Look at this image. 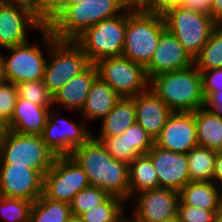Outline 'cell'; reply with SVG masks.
Here are the masks:
<instances>
[{"label":"cell","mask_w":222,"mask_h":222,"mask_svg":"<svg viewBox=\"0 0 222 222\" xmlns=\"http://www.w3.org/2000/svg\"><path fill=\"white\" fill-rule=\"evenodd\" d=\"M98 76L97 68L90 64L82 73L70 79L53 95L54 108L58 105L63 108L80 112L84 106L92 83ZM56 105V106H55Z\"/></svg>","instance_id":"cell-20"},{"label":"cell","mask_w":222,"mask_h":222,"mask_svg":"<svg viewBox=\"0 0 222 222\" xmlns=\"http://www.w3.org/2000/svg\"><path fill=\"white\" fill-rule=\"evenodd\" d=\"M193 64L194 59L179 40L166 29L160 36L150 63L146 66V72L151 79L158 74L182 70Z\"/></svg>","instance_id":"cell-18"},{"label":"cell","mask_w":222,"mask_h":222,"mask_svg":"<svg viewBox=\"0 0 222 222\" xmlns=\"http://www.w3.org/2000/svg\"><path fill=\"white\" fill-rule=\"evenodd\" d=\"M121 96L104 80L97 76L80 110L85 121H101L115 106Z\"/></svg>","instance_id":"cell-22"},{"label":"cell","mask_w":222,"mask_h":222,"mask_svg":"<svg viewBox=\"0 0 222 222\" xmlns=\"http://www.w3.org/2000/svg\"><path fill=\"white\" fill-rule=\"evenodd\" d=\"M183 0H136L134 5L140 10L165 15L171 9L182 5Z\"/></svg>","instance_id":"cell-38"},{"label":"cell","mask_w":222,"mask_h":222,"mask_svg":"<svg viewBox=\"0 0 222 222\" xmlns=\"http://www.w3.org/2000/svg\"><path fill=\"white\" fill-rule=\"evenodd\" d=\"M161 222H180V219H179V217H178V215H177V216H174V217L165 219V220H163V221H161Z\"/></svg>","instance_id":"cell-47"},{"label":"cell","mask_w":222,"mask_h":222,"mask_svg":"<svg viewBox=\"0 0 222 222\" xmlns=\"http://www.w3.org/2000/svg\"><path fill=\"white\" fill-rule=\"evenodd\" d=\"M147 155L153 162L160 187L180 191L190 182L187 154L153 145Z\"/></svg>","instance_id":"cell-17"},{"label":"cell","mask_w":222,"mask_h":222,"mask_svg":"<svg viewBox=\"0 0 222 222\" xmlns=\"http://www.w3.org/2000/svg\"><path fill=\"white\" fill-rule=\"evenodd\" d=\"M213 0H183L182 7L210 15Z\"/></svg>","instance_id":"cell-42"},{"label":"cell","mask_w":222,"mask_h":222,"mask_svg":"<svg viewBox=\"0 0 222 222\" xmlns=\"http://www.w3.org/2000/svg\"><path fill=\"white\" fill-rule=\"evenodd\" d=\"M33 201L0 196V213L8 222H30Z\"/></svg>","instance_id":"cell-32"},{"label":"cell","mask_w":222,"mask_h":222,"mask_svg":"<svg viewBox=\"0 0 222 222\" xmlns=\"http://www.w3.org/2000/svg\"><path fill=\"white\" fill-rule=\"evenodd\" d=\"M179 193L184 204L206 210H222V188L214 182L190 181Z\"/></svg>","instance_id":"cell-23"},{"label":"cell","mask_w":222,"mask_h":222,"mask_svg":"<svg viewBox=\"0 0 222 222\" xmlns=\"http://www.w3.org/2000/svg\"><path fill=\"white\" fill-rule=\"evenodd\" d=\"M194 64L199 70L222 68V24L212 30L208 42L194 59Z\"/></svg>","instance_id":"cell-30"},{"label":"cell","mask_w":222,"mask_h":222,"mask_svg":"<svg viewBox=\"0 0 222 222\" xmlns=\"http://www.w3.org/2000/svg\"><path fill=\"white\" fill-rule=\"evenodd\" d=\"M214 222H222V210L216 214Z\"/></svg>","instance_id":"cell-48"},{"label":"cell","mask_w":222,"mask_h":222,"mask_svg":"<svg viewBox=\"0 0 222 222\" xmlns=\"http://www.w3.org/2000/svg\"><path fill=\"white\" fill-rule=\"evenodd\" d=\"M56 154L41 135L20 134L9 130L0 147V164H14L38 170L43 176L52 167Z\"/></svg>","instance_id":"cell-8"},{"label":"cell","mask_w":222,"mask_h":222,"mask_svg":"<svg viewBox=\"0 0 222 222\" xmlns=\"http://www.w3.org/2000/svg\"><path fill=\"white\" fill-rule=\"evenodd\" d=\"M94 65L98 76L121 97H134L150 89L146 67L123 55L100 59Z\"/></svg>","instance_id":"cell-10"},{"label":"cell","mask_w":222,"mask_h":222,"mask_svg":"<svg viewBox=\"0 0 222 222\" xmlns=\"http://www.w3.org/2000/svg\"><path fill=\"white\" fill-rule=\"evenodd\" d=\"M202 75L205 100L213 93L222 89V68L199 70Z\"/></svg>","instance_id":"cell-39"},{"label":"cell","mask_w":222,"mask_h":222,"mask_svg":"<svg viewBox=\"0 0 222 222\" xmlns=\"http://www.w3.org/2000/svg\"><path fill=\"white\" fill-rule=\"evenodd\" d=\"M210 16L217 24H222V0L212 1Z\"/></svg>","instance_id":"cell-45"},{"label":"cell","mask_w":222,"mask_h":222,"mask_svg":"<svg viewBox=\"0 0 222 222\" xmlns=\"http://www.w3.org/2000/svg\"><path fill=\"white\" fill-rule=\"evenodd\" d=\"M216 151L196 146L187 153L190 181L213 182Z\"/></svg>","instance_id":"cell-27"},{"label":"cell","mask_w":222,"mask_h":222,"mask_svg":"<svg viewBox=\"0 0 222 222\" xmlns=\"http://www.w3.org/2000/svg\"><path fill=\"white\" fill-rule=\"evenodd\" d=\"M39 33L42 36L43 44L40 42L41 45L38 43L32 45L28 41L5 49L10 54H2V80L17 84L44 79L48 58L43 53L47 52V55L57 39L47 27H44Z\"/></svg>","instance_id":"cell-5"},{"label":"cell","mask_w":222,"mask_h":222,"mask_svg":"<svg viewBox=\"0 0 222 222\" xmlns=\"http://www.w3.org/2000/svg\"><path fill=\"white\" fill-rule=\"evenodd\" d=\"M0 2L27 7L34 11L43 21L46 10V0H0Z\"/></svg>","instance_id":"cell-41"},{"label":"cell","mask_w":222,"mask_h":222,"mask_svg":"<svg viewBox=\"0 0 222 222\" xmlns=\"http://www.w3.org/2000/svg\"><path fill=\"white\" fill-rule=\"evenodd\" d=\"M2 50H0V81L2 80Z\"/></svg>","instance_id":"cell-50"},{"label":"cell","mask_w":222,"mask_h":222,"mask_svg":"<svg viewBox=\"0 0 222 222\" xmlns=\"http://www.w3.org/2000/svg\"><path fill=\"white\" fill-rule=\"evenodd\" d=\"M43 177L36 169L0 164V196L34 202L43 194Z\"/></svg>","instance_id":"cell-15"},{"label":"cell","mask_w":222,"mask_h":222,"mask_svg":"<svg viewBox=\"0 0 222 222\" xmlns=\"http://www.w3.org/2000/svg\"><path fill=\"white\" fill-rule=\"evenodd\" d=\"M68 222H85L80 217L72 216Z\"/></svg>","instance_id":"cell-49"},{"label":"cell","mask_w":222,"mask_h":222,"mask_svg":"<svg viewBox=\"0 0 222 222\" xmlns=\"http://www.w3.org/2000/svg\"><path fill=\"white\" fill-rule=\"evenodd\" d=\"M127 9L119 16L104 19L85 30L74 42L91 64L107 57L121 56L125 45Z\"/></svg>","instance_id":"cell-6"},{"label":"cell","mask_w":222,"mask_h":222,"mask_svg":"<svg viewBox=\"0 0 222 222\" xmlns=\"http://www.w3.org/2000/svg\"><path fill=\"white\" fill-rule=\"evenodd\" d=\"M213 182L222 188V150L216 151Z\"/></svg>","instance_id":"cell-44"},{"label":"cell","mask_w":222,"mask_h":222,"mask_svg":"<svg viewBox=\"0 0 222 222\" xmlns=\"http://www.w3.org/2000/svg\"><path fill=\"white\" fill-rule=\"evenodd\" d=\"M125 203L123 199L110 196L104 203L82 213L79 217L85 222H124ZM124 214V215H123Z\"/></svg>","instance_id":"cell-29"},{"label":"cell","mask_w":222,"mask_h":222,"mask_svg":"<svg viewBox=\"0 0 222 222\" xmlns=\"http://www.w3.org/2000/svg\"><path fill=\"white\" fill-rule=\"evenodd\" d=\"M16 84L13 82L0 81V119L5 123L11 121L17 100Z\"/></svg>","instance_id":"cell-36"},{"label":"cell","mask_w":222,"mask_h":222,"mask_svg":"<svg viewBox=\"0 0 222 222\" xmlns=\"http://www.w3.org/2000/svg\"><path fill=\"white\" fill-rule=\"evenodd\" d=\"M133 100L136 122L155 141L173 111L151 89L134 96Z\"/></svg>","instance_id":"cell-19"},{"label":"cell","mask_w":222,"mask_h":222,"mask_svg":"<svg viewBox=\"0 0 222 222\" xmlns=\"http://www.w3.org/2000/svg\"><path fill=\"white\" fill-rule=\"evenodd\" d=\"M71 217L70 204L41 195L32 205L30 222H68Z\"/></svg>","instance_id":"cell-28"},{"label":"cell","mask_w":222,"mask_h":222,"mask_svg":"<svg viewBox=\"0 0 222 222\" xmlns=\"http://www.w3.org/2000/svg\"><path fill=\"white\" fill-rule=\"evenodd\" d=\"M56 115L55 108H51L41 137L45 145L57 156L70 155L75 148L93 137L94 133L84 119L77 124L78 122Z\"/></svg>","instance_id":"cell-12"},{"label":"cell","mask_w":222,"mask_h":222,"mask_svg":"<svg viewBox=\"0 0 222 222\" xmlns=\"http://www.w3.org/2000/svg\"><path fill=\"white\" fill-rule=\"evenodd\" d=\"M221 210H206L184 204L181 200L178 206L180 222H214L215 216Z\"/></svg>","instance_id":"cell-37"},{"label":"cell","mask_w":222,"mask_h":222,"mask_svg":"<svg viewBox=\"0 0 222 222\" xmlns=\"http://www.w3.org/2000/svg\"><path fill=\"white\" fill-rule=\"evenodd\" d=\"M165 30L163 16L140 10L132 3L127 8V27L122 55L146 67Z\"/></svg>","instance_id":"cell-4"},{"label":"cell","mask_w":222,"mask_h":222,"mask_svg":"<svg viewBox=\"0 0 222 222\" xmlns=\"http://www.w3.org/2000/svg\"><path fill=\"white\" fill-rule=\"evenodd\" d=\"M70 156L85 171L91 185L129 202L128 164L113 158L98 140L92 137Z\"/></svg>","instance_id":"cell-1"},{"label":"cell","mask_w":222,"mask_h":222,"mask_svg":"<svg viewBox=\"0 0 222 222\" xmlns=\"http://www.w3.org/2000/svg\"><path fill=\"white\" fill-rule=\"evenodd\" d=\"M193 113L198 145L215 151L222 150V118L205 106Z\"/></svg>","instance_id":"cell-25"},{"label":"cell","mask_w":222,"mask_h":222,"mask_svg":"<svg viewBox=\"0 0 222 222\" xmlns=\"http://www.w3.org/2000/svg\"><path fill=\"white\" fill-rule=\"evenodd\" d=\"M82 0H46V10L43 24L47 27L66 7L79 3Z\"/></svg>","instance_id":"cell-40"},{"label":"cell","mask_w":222,"mask_h":222,"mask_svg":"<svg viewBox=\"0 0 222 222\" xmlns=\"http://www.w3.org/2000/svg\"><path fill=\"white\" fill-rule=\"evenodd\" d=\"M42 19L27 7L0 2V48L24 44L29 40V31H41Z\"/></svg>","instance_id":"cell-13"},{"label":"cell","mask_w":222,"mask_h":222,"mask_svg":"<svg viewBox=\"0 0 222 222\" xmlns=\"http://www.w3.org/2000/svg\"><path fill=\"white\" fill-rule=\"evenodd\" d=\"M109 197L107 192L93 185L82 189L70 202L72 216L79 217L82 213L104 203Z\"/></svg>","instance_id":"cell-31"},{"label":"cell","mask_w":222,"mask_h":222,"mask_svg":"<svg viewBox=\"0 0 222 222\" xmlns=\"http://www.w3.org/2000/svg\"><path fill=\"white\" fill-rule=\"evenodd\" d=\"M163 18L166 29L179 40L193 59L200 54L212 30L218 25L210 15L182 6L171 9Z\"/></svg>","instance_id":"cell-7"},{"label":"cell","mask_w":222,"mask_h":222,"mask_svg":"<svg viewBox=\"0 0 222 222\" xmlns=\"http://www.w3.org/2000/svg\"><path fill=\"white\" fill-rule=\"evenodd\" d=\"M8 131H9L8 124L5 123L4 121H0V147L4 143Z\"/></svg>","instance_id":"cell-46"},{"label":"cell","mask_w":222,"mask_h":222,"mask_svg":"<svg viewBox=\"0 0 222 222\" xmlns=\"http://www.w3.org/2000/svg\"><path fill=\"white\" fill-rule=\"evenodd\" d=\"M131 200L135 202L133 217H127L131 222H161L178 215L180 193L159 187L139 192Z\"/></svg>","instance_id":"cell-14"},{"label":"cell","mask_w":222,"mask_h":222,"mask_svg":"<svg viewBox=\"0 0 222 222\" xmlns=\"http://www.w3.org/2000/svg\"><path fill=\"white\" fill-rule=\"evenodd\" d=\"M154 145L182 154H187L198 146L194 113L173 112L155 139Z\"/></svg>","instance_id":"cell-16"},{"label":"cell","mask_w":222,"mask_h":222,"mask_svg":"<svg viewBox=\"0 0 222 222\" xmlns=\"http://www.w3.org/2000/svg\"><path fill=\"white\" fill-rule=\"evenodd\" d=\"M47 57L43 80L52 95L91 64L74 41L57 40L50 47Z\"/></svg>","instance_id":"cell-9"},{"label":"cell","mask_w":222,"mask_h":222,"mask_svg":"<svg viewBox=\"0 0 222 222\" xmlns=\"http://www.w3.org/2000/svg\"><path fill=\"white\" fill-rule=\"evenodd\" d=\"M128 173L129 202L139 192L160 187L153 162L147 154L137 156L128 165Z\"/></svg>","instance_id":"cell-26"},{"label":"cell","mask_w":222,"mask_h":222,"mask_svg":"<svg viewBox=\"0 0 222 222\" xmlns=\"http://www.w3.org/2000/svg\"><path fill=\"white\" fill-rule=\"evenodd\" d=\"M24 98L17 97L9 130L20 134L41 135L46 125L49 110Z\"/></svg>","instance_id":"cell-21"},{"label":"cell","mask_w":222,"mask_h":222,"mask_svg":"<svg viewBox=\"0 0 222 222\" xmlns=\"http://www.w3.org/2000/svg\"><path fill=\"white\" fill-rule=\"evenodd\" d=\"M129 141V147L137 155H145L153 147L154 141L137 122L133 123L123 133Z\"/></svg>","instance_id":"cell-35"},{"label":"cell","mask_w":222,"mask_h":222,"mask_svg":"<svg viewBox=\"0 0 222 222\" xmlns=\"http://www.w3.org/2000/svg\"><path fill=\"white\" fill-rule=\"evenodd\" d=\"M87 174L70 156H56L52 167L43 177V196L70 204L73 197L90 186Z\"/></svg>","instance_id":"cell-11"},{"label":"cell","mask_w":222,"mask_h":222,"mask_svg":"<svg viewBox=\"0 0 222 222\" xmlns=\"http://www.w3.org/2000/svg\"><path fill=\"white\" fill-rule=\"evenodd\" d=\"M99 135L117 136L123 134L136 122L133 97H121L114 108L100 121Z\"/></svg>","instance_id":"cell-24"},{"label":"cell","mask_w":222,"mask_h":222,"mask_svg":"<svg viewBox=\"0 0 222 222\" xmlns=\"http://www.w3.org/2000/svg\"><path fill=\"white\" fill-rule=\"evenodd\" d=\"M150 89L173 112H194L205 105L202 75L195 64L154 76Z\"/></svg>","instance_id":"cell-3"},{"label":"cell","mask_w":222,"mask_h":222,"mask_svg":"<svg viewBox=\"0 0 222 222\" xmlns=\"http://www.w3.org/2000/svg\"><path fill=\"white\" fill-rule=\"evenodd\" d=\"M17 95L41 107H53V95L44 80L26 81L16 84Z\"/></svg>","instance_id":"cell-33"},{"label":"cell","mask_w":222,"mask_h":222,"mask_svg":"<svg viewBox=\"0 0 222 222\" xmlns=\"http://www.w3.org/2000/svg\"><path fill=\"white\" fill-rule=\"evenodd\" d=\"M132 3L131 0H82L66 7L47 28L59 41H74L99 21L121 15Z\"/></svg>","instance_id":"cell-2"},{"label":"cell","mask_w":222,"mask_h":222,"mask_svg":"<svg viewBox=\"0 0 222 222\" xmlns=\"http://www.w3.org/2000/svg\"><path fill=\"white\" fill-rule=\"evenodd\" d=\"M93 137L98 140L106 149L109 154L126 164H130L137 155L129 147V141L123 134L117 136H95Z\"/></svg>","instance_id":"cell-34"},{"label":"cell","mask_w":222,"mask_h":222,"mask_svg":"<svg viewBox=\"0 0 222 222\" xmlns=\"http://www.w3.org/2000/svg\"><path fill=\"white\" fill-rule=\"evenodd\" d=\"M205 107L214 114L222 118V89L219 92H213L206 100Z\"/></svg>","instance_id":"cell-43"}]
</instances>
